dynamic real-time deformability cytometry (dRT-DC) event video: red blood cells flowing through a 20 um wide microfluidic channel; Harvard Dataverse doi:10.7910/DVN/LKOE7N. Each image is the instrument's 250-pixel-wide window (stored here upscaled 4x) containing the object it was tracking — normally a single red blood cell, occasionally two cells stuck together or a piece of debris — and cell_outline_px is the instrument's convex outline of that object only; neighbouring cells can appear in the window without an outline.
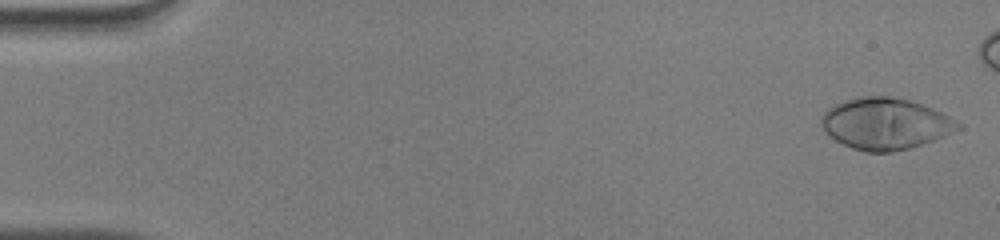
{"species": "human", "species_latin": "Homo sapiens", "temperature_condition": "warm", "stored_images_in_passage": 46, "camera_frame_rate_fps": 3000, "um_per_image_px": 0.085, "donor": {"sex": "male"}, "frame": {"image": 1, "passage_image": 1, "time_ms": 0.0, "image_size_px": [1000, 240], "cell_outline_px": [[960, 128], [944, 136], [908, 148], [892, 152], [864, 152], [852, 148], [836, 140], [820, 124], [820, 116], [828, 108], [844, 100], [860, 96], [888, 96], [908, 100], [932, 108], [956, 120], [960, 124]], "centroid_in_image_um": [75.22, 10.51], "position_along_channel_um": 9.8, "area_um2": 40.46}}
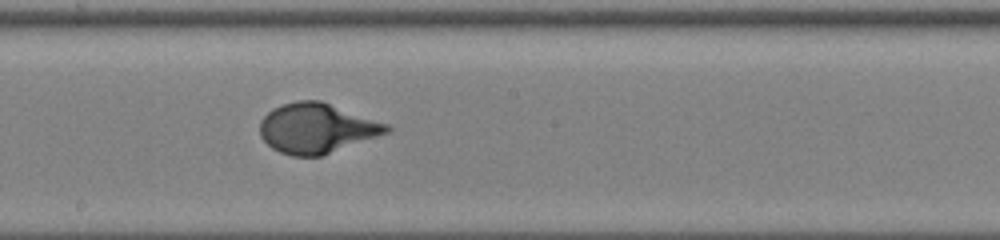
{"frame": {"image": 2, "passage_image": 28, "time_ms": 9.0, "image_size_px": [1000, 240], "cell_outline_px": [[392, 128], [388, 132], [320, 156], [292, 156], [280, 152], [272, 148], [260, 136], [260, 120], [272, 108], [296, 100], [320, 100], [388, 124]], "centroid_in_image_um": [26.88, 10.89], "position_along_channel_um": 221.3, "area_um2": 36.47}}
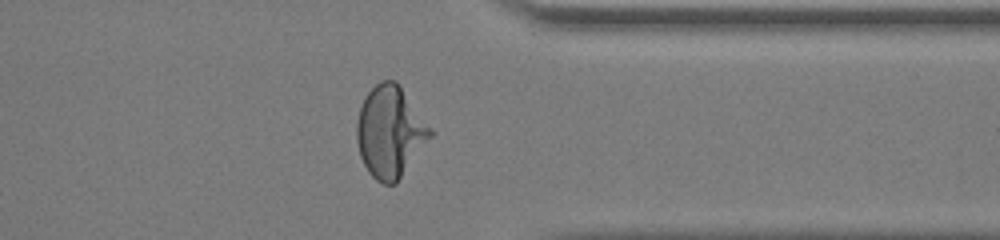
{"frame": {"image": 3, "passage_image": 40, "time_ms": 13.0, "image_size_px": [1000, 240], "cell_outline_px": [[436, 132], [396, 184], [384, 184], [376, 180], [368, 172], [360, 156], [356, 140], [356, 124], [360, 108], [368, 92], [380, 80], [396, 80], [400, 84]], "centroid_in_image_um": [33.19, 11.2], "position_along_channel_um": 378.2, "area_um2": 39.77}}